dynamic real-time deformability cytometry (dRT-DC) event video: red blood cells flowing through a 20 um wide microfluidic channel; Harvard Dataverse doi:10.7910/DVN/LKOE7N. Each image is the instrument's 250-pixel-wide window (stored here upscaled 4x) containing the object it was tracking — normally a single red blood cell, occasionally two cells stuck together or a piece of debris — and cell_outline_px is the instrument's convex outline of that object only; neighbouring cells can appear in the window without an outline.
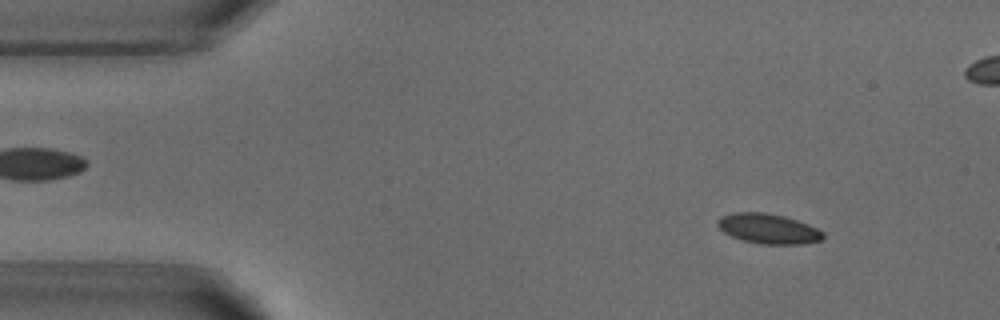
{"species": "common noctule bat (a hibernating species)", "species_latin": "Nyctalus noctula", "temperature_condition": "warm", "stored_images_in_passage": 52, "segment_of_instrument_passage": [1, 2], "camera_frame_rate_fps": 3000, "um_per_image_px": 0.085, "animal": {"sex": "male", "body_mass_g": 18.8}, "frame": {"image": 1, "passage_image": 5, "time_ms": 1.333, "image_size_px": [1000, 320], "cell_outline_px": [[824, 236], [820, 240], [800, 244], [760, 244], [744, 240], [732, 236], [724, 232], [716, 224], [716, 220], [720, 216], [732, 212], [764, 212], [784, 216], [808, 224], [824, 232]], "centroid_in_image_um": [65.27, 19.42], "position_along_channel_um": 19.7, "area_um2": 18.38}}
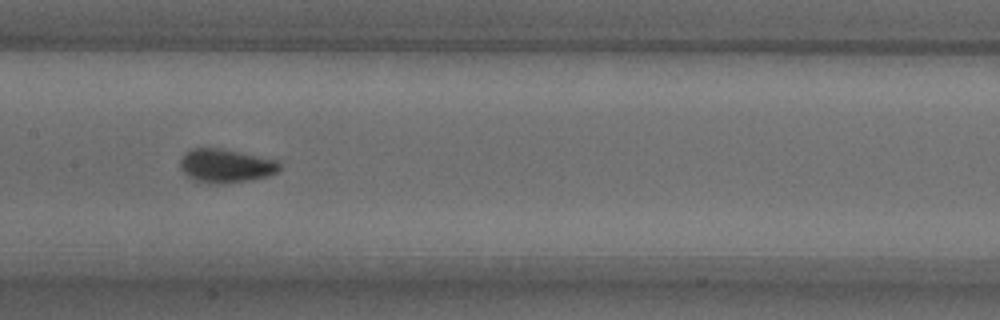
{"frame": {"image": 2, "passage_image": 24, "time_ms": 7.667, "image_size_px": [1000, 320], "cell_outline_px": [[280, 168], [276, 172], [268, 176], [252, 180], [220, 184], [212, 184], [192, 180], [180, 168], [180, 160], [184, 152], [192, 148], [220, 148], [280, 160]], "centroid_in_image_um": [19.19, 14.09], "position_along_channel_um": 188.2, "area_um2": 19.77}}
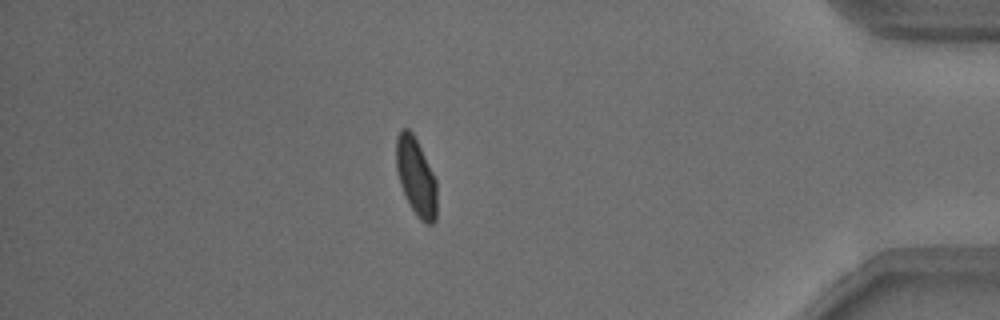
{"frame": {"image": 3, "passage_image": 44, "time_ms": 14.333, "image_size_px": [1000, 320], "cell_outline_px": [[436, 220], [432, 224], [428, 224], [420, 220], [416, 216], [400, 184], [396, 168], [396, 136], [404, 128], [408, 128], [412, 132], [436, 180]], "centroid_in_image_um": [35.35, 15.04], "position_along_channel_um": 399.8, "area_um2": 18.09}}